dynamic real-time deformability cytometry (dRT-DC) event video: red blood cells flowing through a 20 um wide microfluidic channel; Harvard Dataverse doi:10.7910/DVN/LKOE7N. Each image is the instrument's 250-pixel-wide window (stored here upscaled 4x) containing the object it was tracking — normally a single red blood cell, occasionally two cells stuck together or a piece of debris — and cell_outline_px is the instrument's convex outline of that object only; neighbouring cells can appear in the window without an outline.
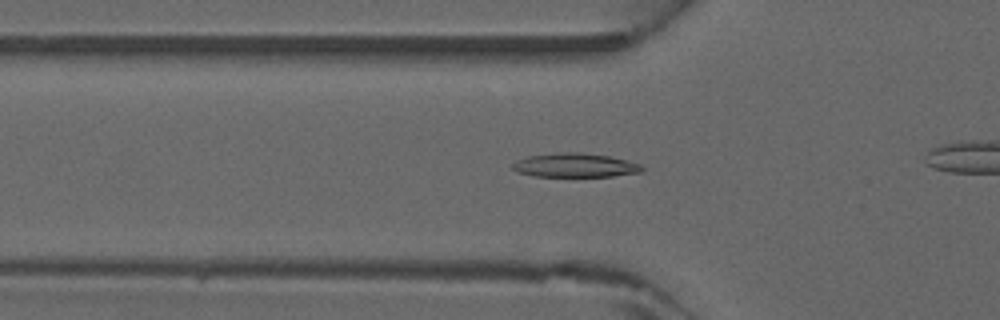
{"species": "common noctule bat (a hibernating species)", "species_latin": "Nyctalus noctula", "temperature_condition": "warm", "stored_images_in_passage": 37, "camera_frame_rate_fps": 3000, "um_per_image_px": 0.085, "animal": {"sex": "male", "forearm_length_mm": 52.5}, "frame": {"image": 1, "passage_image": 16, "time_ms": 5.0, "image_size_px": [1000, 320], "cell_outline_px": [[644, 168], [640, 172], [612, 176], [532, 176], [516, 172], [512, 168], [512, 164], [516, 160], [528, 156], [560, 152], [580, 152], [608, 156], [640, 164]], "centroid_in_image_um": [48.82, 14.04], "position_along_channel_um": 77.0, "area_um2": 17.98}}
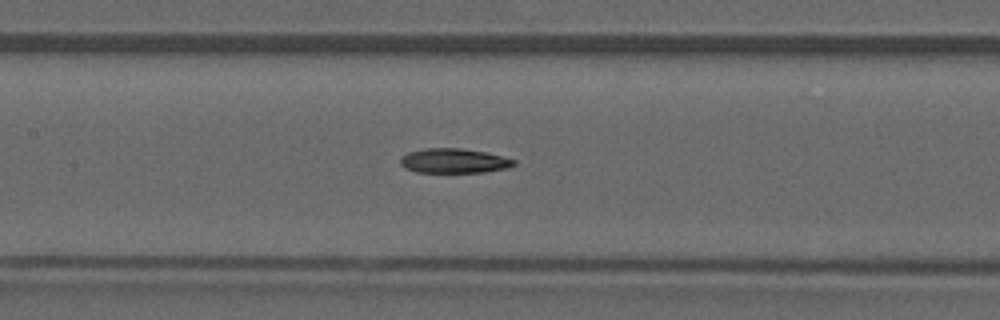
{"frame": {"image": 2, "passage_image": 22, "time_ms": 7.0, "image_size_px": [1000, 320], "cell_outline_px": [[516, 164], [508, 168], [484, 172], [416, 172], [404, 168], [400, 164], [400, 156], [408, 152], [424, 148], [460, 148], [484, 152], [516, 160]], "centroid_in_image_um": [38.54, 13.67], "position_along_channel_um": 168.9, "area_um2": 16.3}}
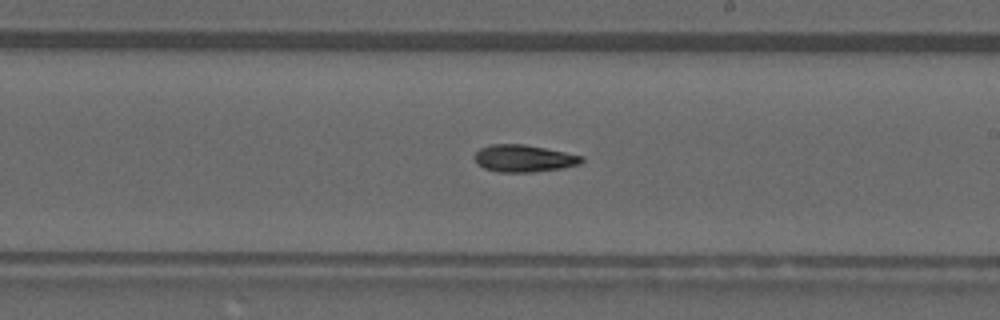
{"frame": {"image": 3, "passage_image": 27, "time_ms": 8.667, "image_size_px": [1000, 320], "cell_outline_px": [[584, 160], [580, 164], [564, 168], [532, 172], [496, 172], [484, 168], [476, 164], [476, 152], [480, 148], [492, 144], [524, 144], [584, 156]], "centroid_in_image_um": [44.54, 13.47], "position_along_channel_um": 244.5, "area_um2": 16.94}}